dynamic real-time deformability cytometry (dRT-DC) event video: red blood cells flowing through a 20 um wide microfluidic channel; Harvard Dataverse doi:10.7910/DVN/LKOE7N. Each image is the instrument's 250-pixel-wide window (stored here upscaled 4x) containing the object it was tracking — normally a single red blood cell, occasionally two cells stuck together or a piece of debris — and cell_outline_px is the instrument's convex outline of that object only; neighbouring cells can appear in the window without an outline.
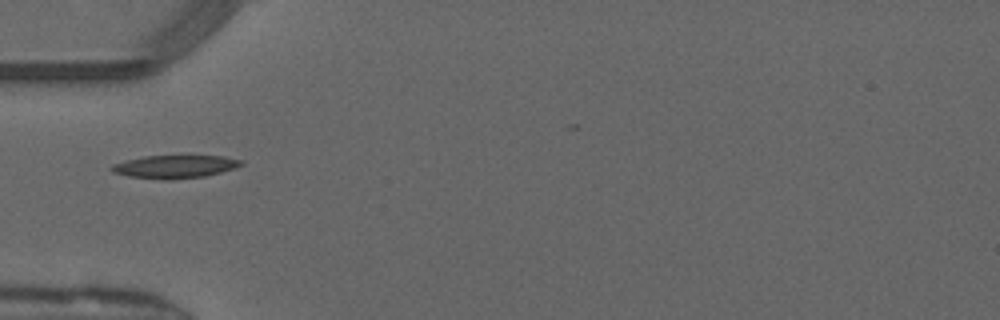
{"species": "common noctule bat (a hibernating species)", "species_latin": "Nyctalus noctula", "temperature_condition": "warm", "stored_images_in_passage": 33, "camera_frame_rate_fps": 3000, "um_per_image_px": 0.085, "animal": {"sex": "male", "forearm_length_mm": 52.5}, "frame": {"image": 1, "passage_image": 1, "time_ms": 0.0, "image_size_px": [1000, 320], "cell_outline_px": [[244, 164], [236, 168], [204, 176], [172, 180], [164, 180], [128, 176], [112, 172], [108, 168], [112, 164], [144, 156], [224, 156], [244, 160]], "centroid_in_image_um": [14.87, 14.17], "position_along_channel_um": 70.1, "area_um2": 17.46}}
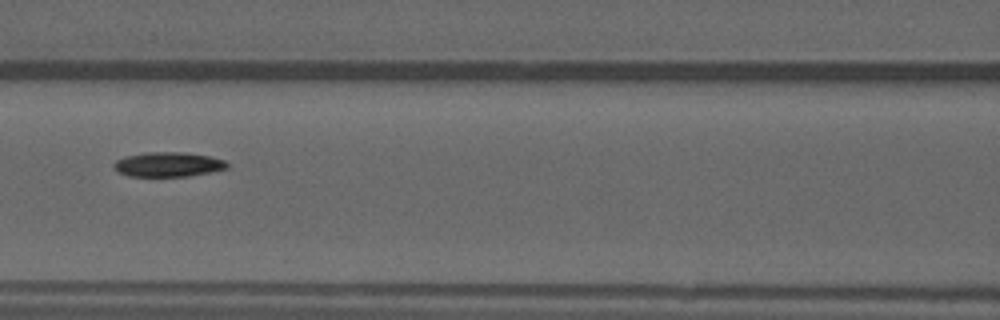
{"frame": {"image": 2, "passage_image": 7, "time_ms": 2.0, "image_size_px": [1000, 320], "cell_outline_px": [[228, 168], [188, 176], [128, 176], [116, 172], [112, 168], [112, 164], [116, 160], [124, 156], [144, 152], [184, 152], [208, 156], [224, 160], [228, 164]], "centroid_in_image_um": [14.2, 13.97], "position_along_channel_um": 152.4, "area_um2": 16.36}}
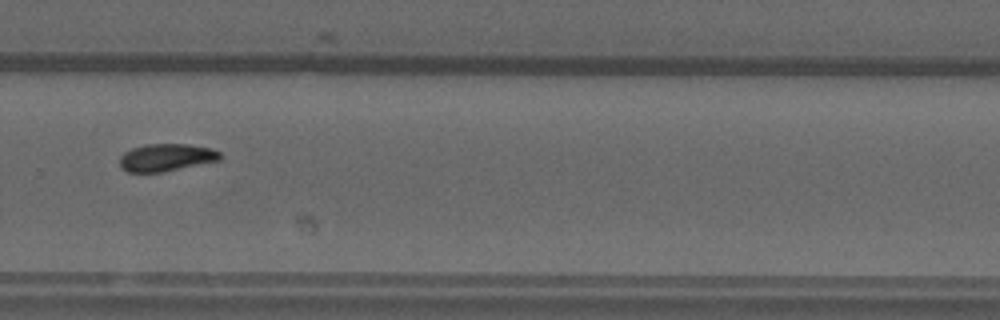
{"frame": {"image": 3, "passage_image": 19, "time_ms": 6.0, "image_size_px": [1000, 320], "cell_outline_px": [[224, 156], [220, 160], [164, 172], [128, 172], [120, 168], [120, 156], [124, 152], [132, 148], [144, 144], [188, 144], [212, 148], [220, 152]], "centroid_in_image_um": [14.15, 13.38], "position_along_channel_um": 315.7, "area_um2": 16.3}, "authors_computed_cell_mechanics": {"area_um2": 16.3574, "velocity_mm_per_s": 4.094, "shape_relaxation_time_tau1_ms": null, "shape_relaxation_time_tau2_ms": 6.5383, "deformation_change_tau1": null, "deformation_change_tau2": 0.1088}}